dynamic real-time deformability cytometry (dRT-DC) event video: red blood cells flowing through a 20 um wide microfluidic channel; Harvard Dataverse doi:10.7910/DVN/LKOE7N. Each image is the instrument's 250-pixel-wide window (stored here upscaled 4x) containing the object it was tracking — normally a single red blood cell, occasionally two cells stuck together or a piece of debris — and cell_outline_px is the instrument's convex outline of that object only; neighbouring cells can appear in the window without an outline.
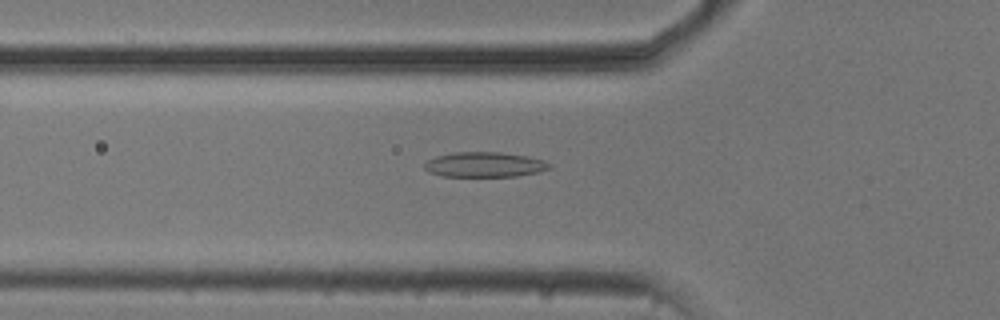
{"species": "common noctule bat (a hibernating species)", "species_latin": "Nyctalus noctula", "temperature_condition": "cold", "stored_images_in_passage": 50, "camera_frame_rate_fps": 3000, "um_per_image_px": 0.085, "animal": {"sex": "male", "body_mass_g": 20.5, "forearm_length_mm": 52.5}, "frame": {"image": 1, "passage_image": 18, "time_ms": 5.667, "image_size_px": [1000, 320], "cell_outline_px": [[552, 168], [536, 172], [516, 176], [444, 176], [428, 172], [424, 168], [424, 164], [428, 160], [436, 156], [456, 152], [500, 152], [528, 156], [544, 160], [552, 164]], "centroid_in_image_um": [41.21, 13.98], "position_along_channel_um": 84.6, "area_um2": 18.21}}
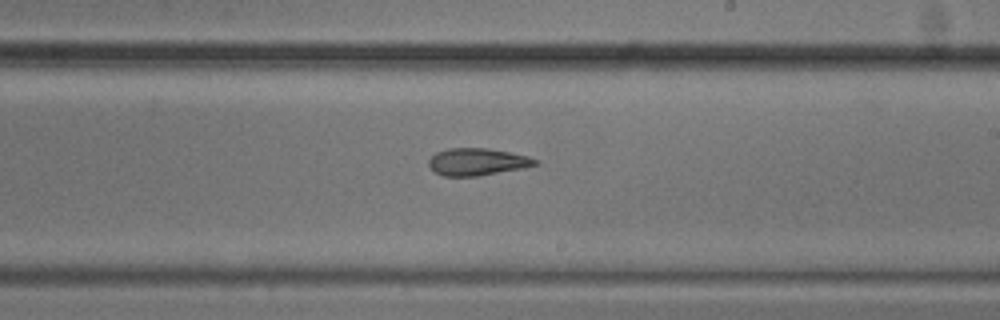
{"frame": {"image": 2, "passage_image": 31, "time_ms": 10.0, "image_size_px": [1000, 320], "cell_outline_px": [[540, 164], [524, 168], [476, 176], [444, 176], [436, 172], [428, 164], [428, 160], [436, 152], [448, 148], [488, 148], [528, 156], [540, 160]], "centroid_in_image_um": [40.6, 13.75], "position_along_channel_um": 248.4, "area_um2": 16.88}}
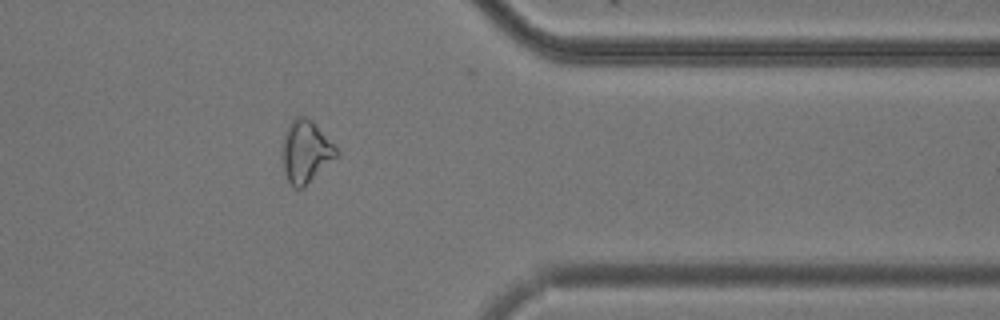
{"frame": {"image": 3, "passage_image": 43, "time_ms": 14.0, "image_size_px": [1000, 320], "cell_outline_px": [[340, 156], [300, 188], [296, 188], [288, 180], [284, 168], [284, 140], [288, 124], [296, 116], [304, 116], [312, 120], [340, 152]], "centroid_in_image_um": [26.04, 12.85], "position_along_channel_um": 385.4, "area_um2": 19.02}}